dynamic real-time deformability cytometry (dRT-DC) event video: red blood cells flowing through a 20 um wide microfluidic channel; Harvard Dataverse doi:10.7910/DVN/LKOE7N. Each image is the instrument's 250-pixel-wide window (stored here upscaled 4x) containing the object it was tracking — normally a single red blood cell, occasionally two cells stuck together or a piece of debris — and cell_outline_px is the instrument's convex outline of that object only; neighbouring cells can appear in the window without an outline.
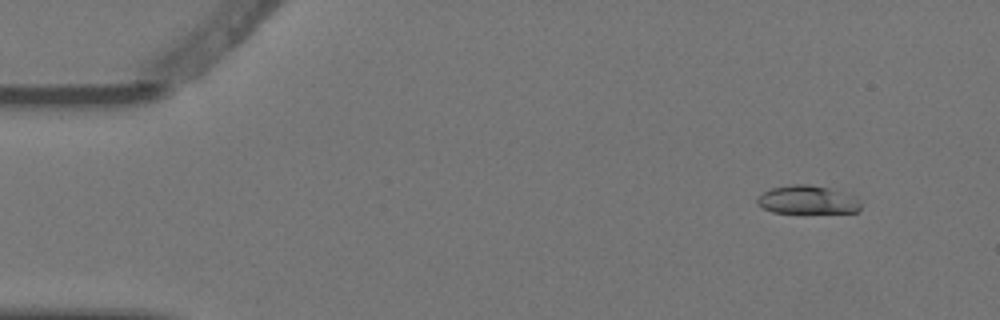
{"species": "Egyptian fruit bat (a non-hibernating species)", "species_latin": "Rousettus aegyptiacus", "temperature_condition": "warm", "stored_images_in_passage": 3, "camera_frame_rate_fps": 3000, "um_per_image_px": 0.085, "animal": {"sex": "female"}, "frame": {"image": 1, "passage_image": 1, "time_ms": 0.0, "image_size_px": [1000, 320], "cell_outline_px": [[860, 208], [856, 212], [772, 212], [756, 204], [756, 200], [764, 192], [772, 188], [792, 184], [808, 184], [828, 188], [852, 196], [860, 204]], "centroid_in_image_um": [68.57, 16.98], "position_along_channel_um": 16.4, "area_um2": 16.59}}
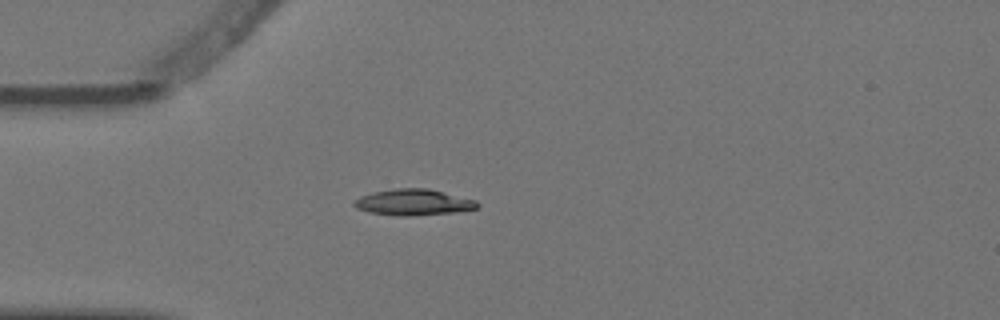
{"frame": {"image": 2, "passage_image": 3, "time_ms": 0.667, "image_size_px": [1000, 320], "cell_outline_px": [[480, 204], [476, 208], [456, 212], [408, 216], [400, 216], [368, 212], [356, 208], [352, 204], [352, 200], [360, 196], [372, 192], [392, 188], [428, 188], [476, 200]], "centroid_in_image_um": [35.09, 17.18], "position_along_channel_um": 49.9, "area_um2": 18.9}}